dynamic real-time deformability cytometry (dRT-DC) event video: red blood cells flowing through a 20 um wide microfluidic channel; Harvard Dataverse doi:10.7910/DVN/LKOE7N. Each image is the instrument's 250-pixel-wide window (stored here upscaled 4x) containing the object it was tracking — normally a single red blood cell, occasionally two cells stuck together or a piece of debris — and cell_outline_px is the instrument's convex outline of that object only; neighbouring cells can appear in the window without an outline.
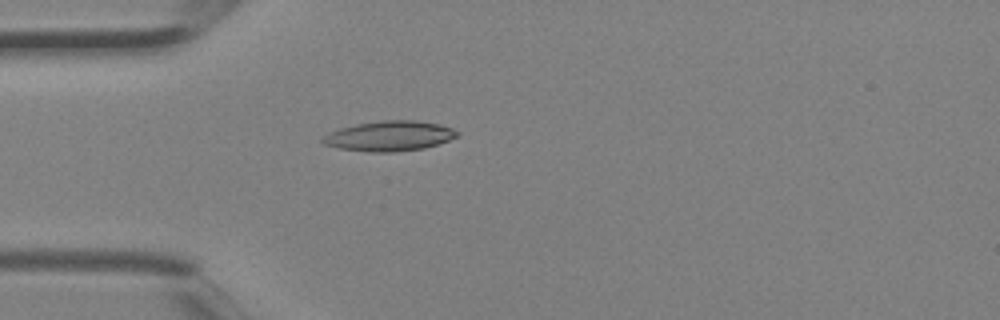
{"species": "Egyptian fruit bat (a non-hibernating species)", "species_latin": "Rousettus aegyptiacus", "temperature_condition": "room temperature", "stored_images_in_passage": 1, "camera_frame_rate_fps": 3000, "um_per_image_px": 0.085, "animal": {"sex": "female"}, "frame": {"image": 1, "passage_image": 1, "time_ms": 0.0, "image_size_px": [1000, 320], "cell_outline_px": [[460, 136], [424, 148], [396, 152], [368, 152], [340, 148], [324, 144], [320, 140], [328, 132], [340, 128], [356, 124], [380, 120], [416, 120], [440, 124], [452, 128], [460, 132]], "centroid_in_image_um": [33.11, 11.55], "position_along_channel_um": 51.9, "area_um2": 23.7}}